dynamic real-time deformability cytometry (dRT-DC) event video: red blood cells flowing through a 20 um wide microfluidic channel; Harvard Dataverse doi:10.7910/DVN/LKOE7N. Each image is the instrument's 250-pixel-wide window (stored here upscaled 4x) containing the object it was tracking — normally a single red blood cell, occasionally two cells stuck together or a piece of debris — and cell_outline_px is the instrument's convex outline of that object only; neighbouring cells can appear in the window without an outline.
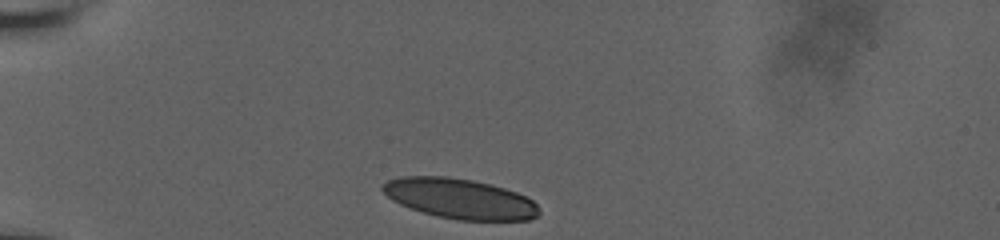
{"species": "human", "species_latin": "Homo sapiens", "temperature_condition": "room temperature", "stored_images_in_passage": 27, "camera_frame_rate_fps": 3000, "um_per_image_px": 0.085, "donor": {"sex": "male"}, "frame": {"image": 1, "passage_image": 1, "time_ms": 0.0, "image_size_px": [1000, 240], "cell_outline_px": [[540, 212], [536, 216], [528, 220], [456, 220], [436, 216], [400, 204], [392, 200], [380, 188], [388, 180], [404, 176], [444, 176], [472, 180], [504, 188], [516, 192], [532, 200], [540, 208]], "centroid_in_image_um": [39.09, 16.89], "position_along_channel_um": 45.9, "area_um2": 36.3}}
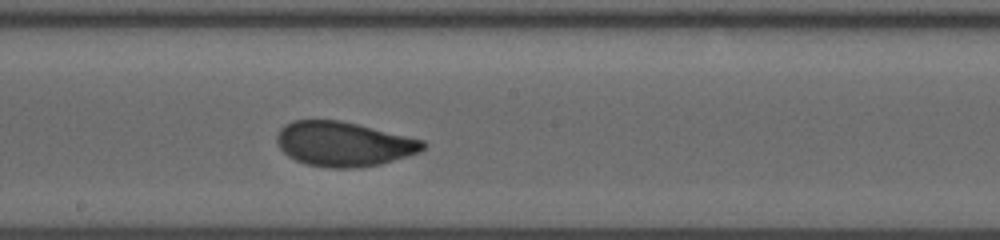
{"frame": {"image": 2, "passage_image": 15, "time_ms": 5.667, "image_size_px": [1000, 240], "cell_outline_px": [[428, 144], [420, 152], [408, 156], [380, 164], [356, 168], [328, 168], [308, 164], [296, 160], [288, 156], [280, 148], [276, 140], [276, 136], [280, 128], [284, 124], [292, 120], [340, 120], [424, 140]], "centroid_in_image_um": [29.21, 12.24], "position_along_channel_um": 219.0, "area_um2": 38.03}}
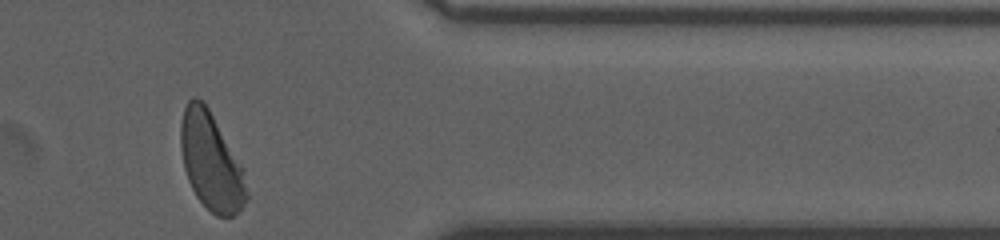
{"frame": {"image": 3, "passage_image": 27, "time_ms": 10.667, "image_size_px": [1000, 240], "cell_outline_px": [[248, 200], [232, 216], [216, 216], [196, 196], [188, 180], [184, 168], [180, 148], [180, 124], [184, 108], [188, 100], [192, 96], [196, 96], [208, 108], [244, 168], [248, 192]], "centroid_in_image_um": [17.94, 13.72], "position_along_channel_um": 393.5, "area_um2": 37.34}, "authors_computed_cell_mechanics": {"area_um2": 38.148, "velocity_mm_per_s": 3.7623, "shape_relaxation_time_tau1_ms": 2.8607, "shape_relaxation_time_tau2_ms": null, "deformation_change_tau1": 0.1187, "deformation_change_tau2": null}}